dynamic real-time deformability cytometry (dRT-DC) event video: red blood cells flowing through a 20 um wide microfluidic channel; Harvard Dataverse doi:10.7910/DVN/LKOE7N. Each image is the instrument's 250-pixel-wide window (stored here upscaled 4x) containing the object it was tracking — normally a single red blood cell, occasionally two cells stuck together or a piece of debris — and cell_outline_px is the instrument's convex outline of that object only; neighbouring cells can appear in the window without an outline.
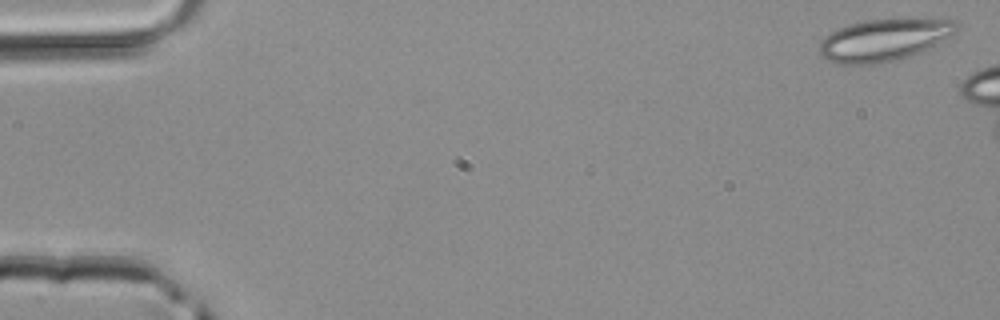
{"species": "common noctule bat (a hibernating species)", "species_latin": "Nyctalus noctula", "temperature_condition": "room temperature", "stored_images_in_passage": 4, "camera_frame_rate_fps": 3000, "um_per_image_px": 0.085, "animal": {"sex": "male", "body_mass_g": 20.4}, "frame": {"image": 1, "passage_image": 1, "time_ms": 0.0, "image_size_px": [1000, 320], "cell_outline_px": [[960, 28], [956, 32], [936, 44], [912, 56], [900, 60], [876, 64], [840, 64], [828, 60], [820, 56], [820, 40], [832, 32], [840, 28], [852, 24], [868, 20], [908, 16], [956, 20]], "centroid_in_image_um": [75.22, 3.36], "position_along_channel_um": 9.8, "area_um2": 34.39}}